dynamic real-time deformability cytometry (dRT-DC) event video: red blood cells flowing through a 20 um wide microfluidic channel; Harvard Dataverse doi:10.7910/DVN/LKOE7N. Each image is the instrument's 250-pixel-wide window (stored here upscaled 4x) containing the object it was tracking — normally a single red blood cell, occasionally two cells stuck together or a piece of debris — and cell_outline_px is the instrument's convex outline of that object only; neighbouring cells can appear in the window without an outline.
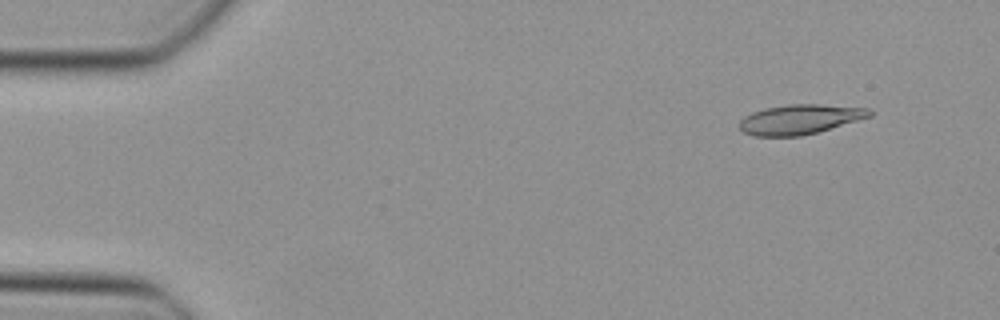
{"species": "Egyptian fruit bat (a non-hibernating species)", "species_latin": "Rousettus aegyptiacus", "temperature_condition": "cold", "stored_images_in_passage": 47, "camera_frame_rate_fps": 3000, "um_per_image_px": 0.085, "animal": {"sex": "female"}, "frame": {"image": 1, "passage_image": 4, "time_ms": 1.0, "image_size_px": [1000, 320], "cell_outline_px": [[872, 116], [816, 132], [800, 136], [752, 136], [744, 132], [740, 128], [740, 120], [744, 116], [752, 112], [764, 108], [788, 104], [820, 104], [868, 108], [872, 112]], "centroid_in_image_um": [67.96, 10.13], "position_along_channel_um": 17.0, "area_um2": 22.43}}
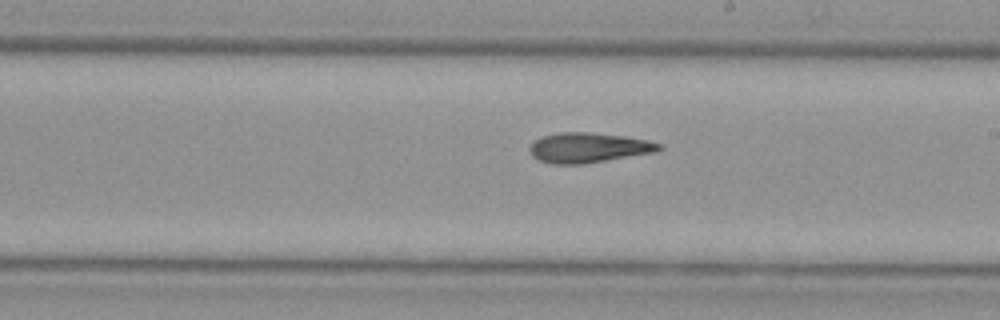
{"frame": {"image": 2, "passage_image": 27, "time_ms": 8.667, "image_size_px": [1000, 320], "cell_outline_px": [[664, 148], [656, 152], [580, 164], [552, 164], [540, 160], [532, 156], [528, 148], [532, 140], [540, 136], [560, 132], [588, 132], [624, 136], [648, 140], [664, 144]], "centroid_in_image_um": [50.0, 12.54], "position_along_channel_um": 239.0, "area_um2": 22.77}}
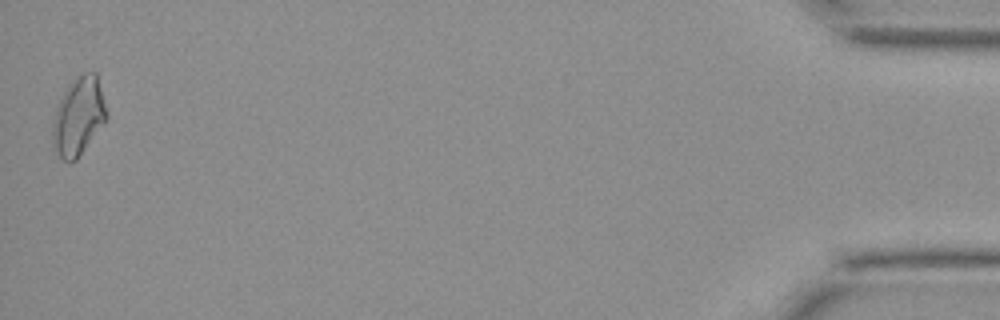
{"frame": {"image": 3, "passage_image": 47, "time_ms": 15.333, "image_size_px": [1000, 320], "cell_outline_px": [[108, 120], [76, 160], [68, 164], [60, 156], [52, 140], [52, 124], [56, 104], [68, 84], [80, 72], [96, 72], [108, 116]], "centroid_in_image_um": [6.67, 9.87], "position_along_channel_um": 428.5, "area_um2": 24.85}}